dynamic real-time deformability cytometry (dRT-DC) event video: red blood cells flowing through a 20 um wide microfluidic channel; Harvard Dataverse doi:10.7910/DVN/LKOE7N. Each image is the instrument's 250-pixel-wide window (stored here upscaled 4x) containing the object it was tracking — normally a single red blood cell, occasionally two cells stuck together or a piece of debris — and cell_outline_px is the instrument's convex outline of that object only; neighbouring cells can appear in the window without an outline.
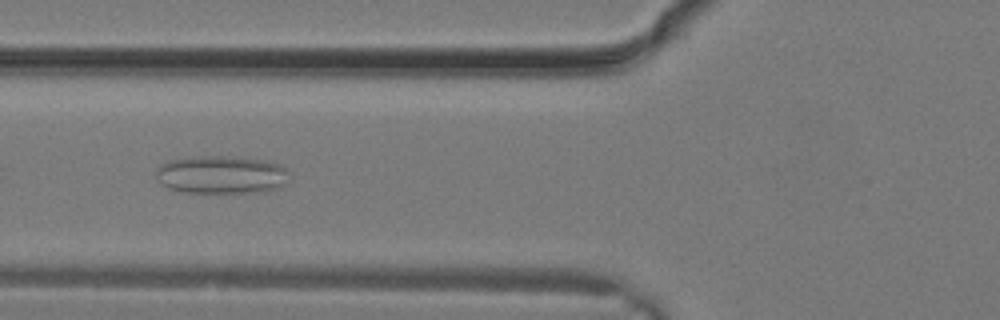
{"species": "common noctule bat (a hibernating species)", "species_latin": "Nyctalus noctula", "temperature_condition": "warm", "stored_images_in_passage": 12, "camera_frame_rate_fps": 3000, "um_per_image_px": 0.085, "animal": {"sex": "male", "body_mass_g": 19.2, "forearm_length_mm": 51.8}, "frame": {"image": 1, "passage_image": 7, "time_ms": 2.0, "image_size_px": [1000, 320], "cell_outline_px": [[288, 172], [280, 184], [272, 188], [244, 192], [184, 192], [168, 188], [156, 176], [156, 168], [160, 164], [168, 160], [200, 156], [224, 156], [264, 160], [280, 164]], "centroid_in_image_um": [18.7, 14.82], "position_along_channel_um": 107.1, "area_um2": 28.61}}